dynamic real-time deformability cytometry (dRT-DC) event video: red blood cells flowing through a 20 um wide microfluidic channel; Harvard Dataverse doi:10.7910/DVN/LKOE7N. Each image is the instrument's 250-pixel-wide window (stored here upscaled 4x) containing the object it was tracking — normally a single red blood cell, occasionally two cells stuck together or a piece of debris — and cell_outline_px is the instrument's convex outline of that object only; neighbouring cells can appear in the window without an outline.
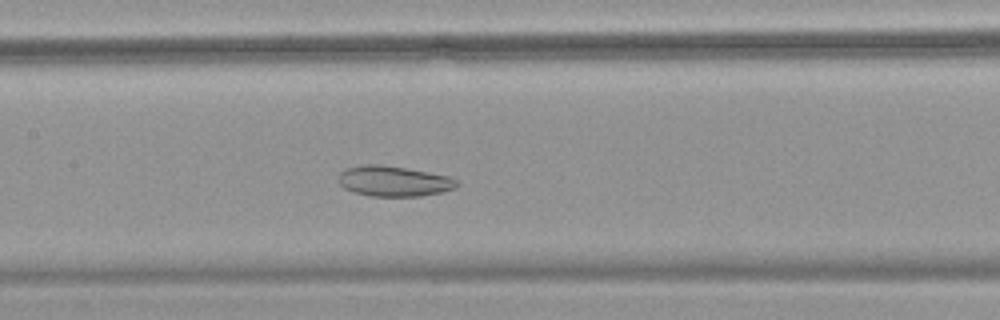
{"species": "common noctule bat (a hibernating species)", "species_latin": "Nyctalus noctula", "temperature_condition": "warm", "stored_images_in_passage": 47, "camera_frame_rate_fps": 3000, "um_per_image_px": 0.085, "animal": {"sex": "female", "body_mass_g": 18.4}, "frame": {"image": 1, "passage_image": 22, "time_ms": 7.0, "image_size_px": [1000, 320], "cell_outline_px": [[460, 184], [456, 188], [440, 192], [420, 196], [372, 196], [352, 192], [344, 188], [340, 184], [340, 172], [348, 168], [364, 164], [380, 164], [404, 168], [448, 176], [456, 180]], "centroid_in_image_um": [33.47, 15.4], "position_along_channel_um": 173.9, "area_um2": 20.75}}
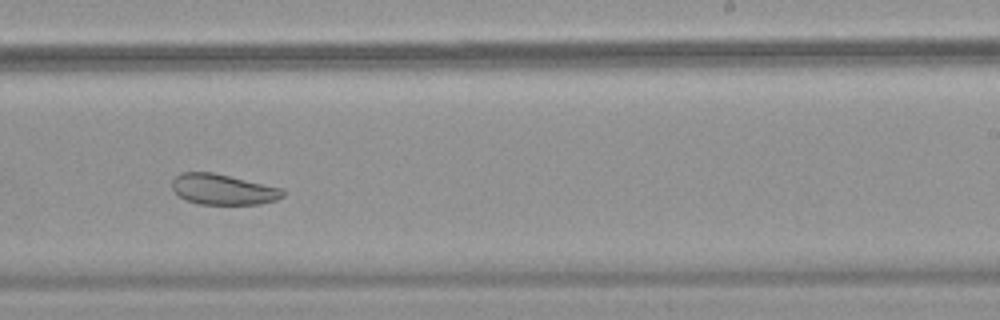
{"frame": {"image": 2, "passage_image": 29, "time_ms": 9.333, "image_size_px": [1000, 320], "cell_outline_px": [[284, 196], [276, 200], [260, 204], [200, 204], [188, 200], [180, 196], [172, 188], [172, 180], [180, 172], [212, 172], [280, 188], [284, 192]], "centroid_in_image_um": [18.94, 16.1], "position_along_channel_um": 270.1, "area_um2": 19.42}}
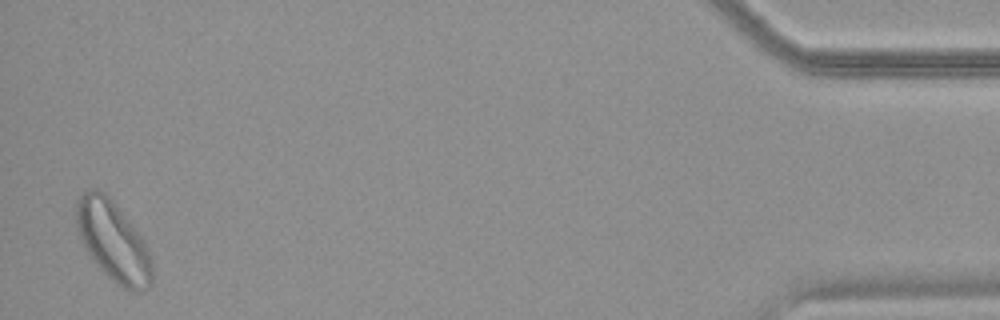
{"frame": {"image": 3, "passage_image": 46, "time_ms": 15.0, "image_size_px": [1000, 320], "cell_outline_px": [[152, 284], [148, 288], [140, 292], [132, 292], [124, 288], [108, 276], [100, 268], [84, 248], [76, 224], [76, 200], [84, 192], [92, 188], [96, 188], [104, 192], [112, 200], [132, 224], [140, 236], [152, 260]], "centroid_in_image_um": [9.61, 20.51], "position_along_channel_um": 425.6, "area_um2": 34.97}}